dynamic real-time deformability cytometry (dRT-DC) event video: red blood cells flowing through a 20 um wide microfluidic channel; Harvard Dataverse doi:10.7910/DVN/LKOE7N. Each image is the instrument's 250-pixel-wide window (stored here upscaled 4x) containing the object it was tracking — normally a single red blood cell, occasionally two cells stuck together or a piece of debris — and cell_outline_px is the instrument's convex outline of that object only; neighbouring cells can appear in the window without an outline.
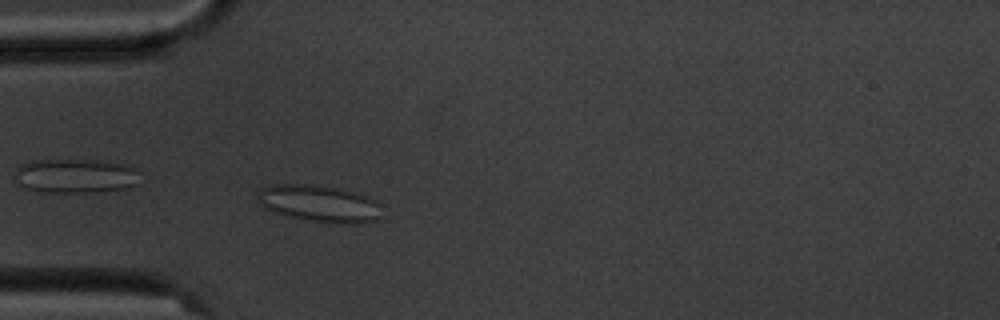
{"species": "common noctule bat (a hibernating species)", "species_latin": "Nyctalus noctula", "temperature_condition": "cold", "stored_images_in_passage": 5, "camera_frame_rate_fps": 3000, "um_per_image_px": 0.085, "animal": {"sex": "male", "body_mass_g": 20.1, "forearm_length_mm": 53.5}, "frame": {"image": 1, "passage_image": 5, "time_ms": 5.333, "image_size_px": [1000, 320], "cell_outline_px": [[376, 220], [364, 224], [344, 224], [312, 220], [292, 216], [276, 212], [264, 208], [256, 200], [256, 196], [264, 188], [272, 184], [312, 184], [340, 188], [376, 200]], "centroid_in_image_um": [27.08, 17.29], "position_along_channel_um": 57.9, "area_um2": 26.07}}